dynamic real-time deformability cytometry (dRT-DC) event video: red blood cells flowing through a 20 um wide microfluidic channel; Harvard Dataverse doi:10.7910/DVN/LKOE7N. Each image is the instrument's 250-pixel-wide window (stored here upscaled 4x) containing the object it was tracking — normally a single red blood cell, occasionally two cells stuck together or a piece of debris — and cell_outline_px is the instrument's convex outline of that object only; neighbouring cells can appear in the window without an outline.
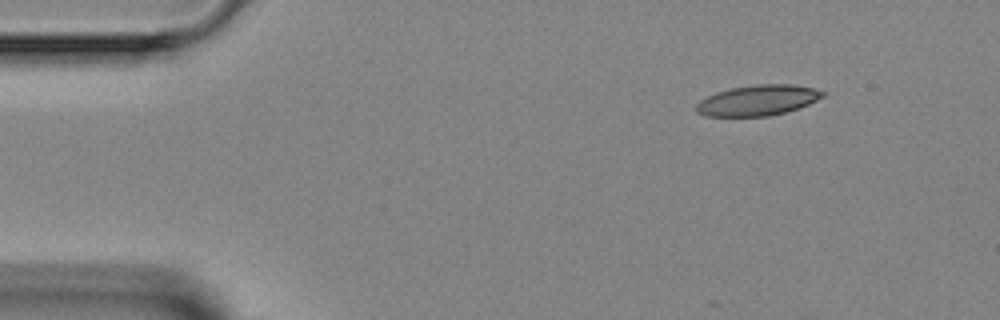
{"species": "Egyptian fruit bat (a non-hibernating species)", "species_latin": "Rousettus aegyptiacus", "temperature_condition": "room temperature", "stored_images_in_passage": 5, "segment_of_instrument_passage": [2, 2], "camera_frame_rate_fps": 3000, "um_per_image_px": 0.085, "animal": {"sex": "female"}, "frame": {"image": 1, "passage_image": 5, "time_ms": 4.667, "image_size_px": [1000, 320], "cell_outline_px": [[828, 92], [824, 96], [808, 104], [784, 112], [768, 116], [704, 116], [696, 112], [696, 104], [700, 100], [716, 92], [732, 88], [756, 84], [792, 84], [812, 88]], "centroid_in_image_um": [64.4, 8.52], "position_along_channel_um": 20.6, "area_um2": 22.37}}